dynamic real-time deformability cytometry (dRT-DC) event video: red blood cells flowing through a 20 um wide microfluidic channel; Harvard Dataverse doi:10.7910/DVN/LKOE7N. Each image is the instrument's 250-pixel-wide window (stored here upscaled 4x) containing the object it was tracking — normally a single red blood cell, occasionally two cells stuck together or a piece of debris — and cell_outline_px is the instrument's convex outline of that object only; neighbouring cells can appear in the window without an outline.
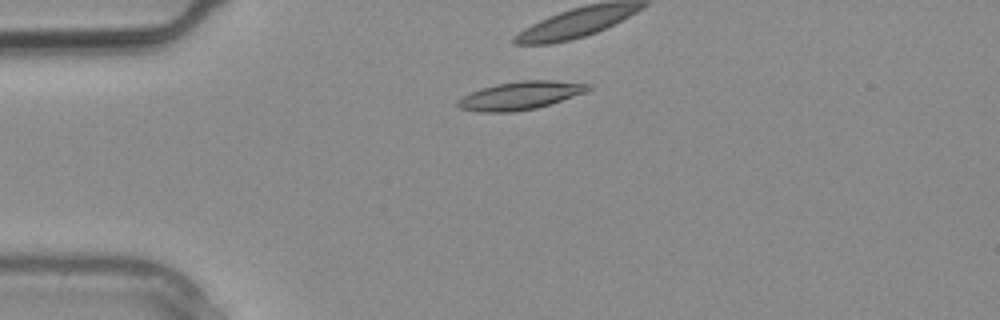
{"species": "common noctule bat (a hibernating species)", "species_latin": "Nyctalus noctula", "temperature_condition": "warm", "stored_images_in_passage": 3, "camera_frame_rate_fps": 3000, "um_per_image_px": 0.085, "animal": {"sex": "male", "body_mass_g": 20.4}, "frame": {"image": 1, "passage_image": 2, "time_ms": 0.333, "image_size_px": [1000, 320], "cell_outline_px": [[592, 88], [588, 92], [536, 108], [512, 112], [480, 112], [460, 108], [456, 104], [456, 100], [460, 96], [480, 88], [496, 84], [520, 80], [552, 80], [592, 84]], "centroid_in_image_um": [44.22, 8.11], "position_along_channel_um": 40.8, "area_um2": 21.62}}